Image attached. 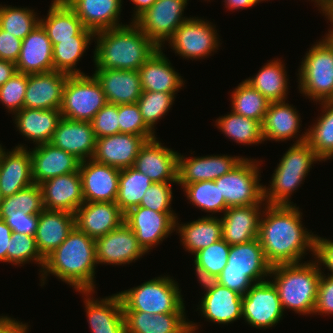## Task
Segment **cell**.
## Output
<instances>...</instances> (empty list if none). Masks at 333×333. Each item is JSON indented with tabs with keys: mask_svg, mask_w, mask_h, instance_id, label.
<instances>
[{
	"mask_svg": "<svg viewBox=\"0 0 333 333\" xmlns=\"http://www.w3.org/2000/svg\"><path fill=\"white\" fill-rule=\"evenodd\" d=\"M296 206L266 204L263 209L258 239L271 267L301 263L307 251L315 258L316 235L303 226Z\"/></svg>",
	"mask_w": 333,
	"mask_h": 333,
	"instance_id": "obj_1",
	"label": "cell"
},
{
	"mask_svg": "<svg viewBox=\"0 0 333 333\" xmlns=\"http://www.w3.org/2000/svg\"><path fill=\"white\" fill-rule=\"evenodd\" d=\"M97 265L95 240L74 226L61 245L45 258L39 273L41 286L51 274L76 292L95 291Z\"/></svg>",
	"mask_w": 333,
	"mask_h": 333,
	"instance_id": "obj_2",
	"label": "cell"
},
{
	"mask_svg": "<svg viewBox=\"0 0 333 333\" xmlns=\"http://www.w3.org/2000/svg\"><path fill=\"white\" fill-rule=\"evenodd\" d=\"M129 23L95 32L94 69L139 70L156 51L158 47L138 26Z\"/></svg>",
	"mask_w": 333,
	"mask_h": 333,
	"instance_id": "obj_3",
	"label": "cell"
},
{
	"mask_svg": "<svg viewBox=\"0 0 333 333\" xmlns=\"http://www.w3.org/2000/svg\"><path fill=\"white\" fill-rule=\"evenodd\" d=\"M318 261L281 264L271 268L269 277L277 289L284 310L313 316L322 274Z\"/></svg>",
	"mask_w": 333,
	"mask_h": 333,
	"instance_id": "obj_4",
	"label": "cell"
},
{
	"mask_svg": "<svg viewBox=\"0 0 333 333\" xmlns=\"http://www.w3.org/2000/svg\"><path fill=\"white\" fill-rule=\"evenodd\" d=\"M275 167L270 184L263 186L264 202L268 205H293L290 198L303 184L313 164L321 160L305 142L291 145ZM316 162V163H315Z\"/></svg>",
	"mask_w": 333,
	"mask_h": 333,
	"instance_id": "obj_5",
	"label": "cell"
},
{
	"mask_svg": "<svg viewBox=\"0 0 333 333\" xmlns=\"http://www.w3.org/2000/svg\"><path fill=\"white\" fill-rule=\"evenodd\" d=\"M302 59L297 74L299 93L316 104L333 100V38L326 33Z\"/></svg>",
	"mask_w": 333,
	"mask_h": 333,
	"instance_id": "obj_6",
	"label": "cell"
},
{
	"mask_svg": "<svg viewBox=\"0 0 333 333\" xmlns=\"http://www.w3.org/2000/svg\"><path fill=\"white\" fill-rule=\"evenodd\" d=\"M123 311H141L151 314L186 313L185 301L177 281L169 275H160L141 285L117 292Z\"/></svg>",
	"mask_w": 333,
	"mask_h": 333,
	"instance_id": "obj_7",
	"label": "cell"
},
{
	"mask_svg": "<svg viewBox=\"0 0 333 333\" xmlns=\"http://www.w3.org/2000/svg\"><path fill=\"white\" fill-rule=\"evenodd\" d=\"M262 160L243 158L231 171L214 180L227 207L266 205L260 184ZM260 171V172H259Z\"/></svg>",
	"mask_w": 333,
	"mask_h": 333,
	"instance_id": "obj_8",
	"label": "cell"
},
{
	"mask_svg": "<svg viewBox=\"0 0 333 333\" xmlns=\"http://www.w3.org/2000/svg\"><path fill=\"white\" fill-rule=\"evenodd\" d=\"M106 104L102 86L93 74L68 76L60 107L63 118L90 122Z\"/></svg>",
	"mask_w": 333,
	"mask_h": 333,
	"instance_id": "obj_9",
	"label": "cell"
},
{
	"mask_svg": "<svg viewBox=\"0 0 333 333\" xmlns=\"http://www.w3.org/2000/svg\"><path fill=\"white\" fill-rule=\"evenodd\" d=\"M215 28L216 25L208 20L192 16L175 30L167 42L175 54L183 59L193 61L208 58L222 44Z\"/></svg>",
	"mask_w": 333,
	"mask_h": 333,
	"instance_id": "obj_10",
	"label": "cell"
},
{
	"mask_svg": "<svg viewBox=\"0 0 333 333\" xmlns=\"http://www.w3.org/2000/svg\"><path fill=\"white\" fill-rule=\"evenodd\" d=\"M189 0H157L134 23L158 47L163 48L175 30L191 17H184Z\"/></svg>",
	"mask_w": 333,
	"mask_h": 333,
	"instance_id": "obj_11",
	"label": "cell"
},
{
	"mask_svg": "<svg viewBox=\"0 0 333 333\" xmlns=\"http://www.w3.org/2000/svg\"><path fill=\"white\" fill-rule=\"evenodd\" d=\"M283 315L277 289L269 279L255 283L242 296V319L256 329L276 326Z\"/></svg>",
	"mask_w": 333,
	"mask_h": 333,
	"instance_id": "obj_12",
	"label": "cell"
},
{
	"mask_svg": "<svg viewBox=\"0 0 333 333\" xmlns=\"http://www.w3.org/2000/svg\"><path fill=\"white\" fill-rule=\"evenodd\" d=\"M177 217L175 212H157L137 206L125 213L124 222L136 235L139 245L148 253L175 232Z\"/></svg>",
	"mask_w": 333,
	"mask_h": 333,
	"instance_id": "obj_13",
	"label": "cell"
},
{
	"mask_svg": "<svg viewBox=\"0 0 333 333\" xmlns=\"http://www.w3.org/2000/svg\"><path fill=\"white\" fill-rule=\"evenodd\" d=\"M97 264L126 265L147 254L134 232L123 222L119 227L95 240Z\"/></svg>",
	"mask_w": 333,
	"mask_h": 333,
	"instance_id": "obj_14",
	"label": "cell"
},
{
	"mask_svg": "<svg viewBox=\"0 0 333 333\" xmlns=\"http://www.w3.org/2000/svg\"><path fill=\"white\" fill-rule=\"evenodd\" d=\"M178 157L177 151L163 146L156 137L141 147L133 167L153 183L178 182Z\"/></svg>",
	"mask_w": 333,
	"mask_h": 333,
	"instance_id": "obj_15",
	"label": "cell"
},
{
	"mask_svg": "<svg viewBox=\"0 0 333 333\" xmlns=\"http://www.w3.org/2000/svg\"><path fill=\"white\" fill-rule=\"evenodd\" d=\"M121 169L96 162L81 161L79 172L85 202H116Z\"/></svg>",
	"mask_w": 333,
	"mask_h": 333,
	"instance_id": "obj_16",
	"label": "cell"
},
{
	"mask_svg": "<svg viewBox=\"0 0 333 333\" xmlns=\"http://www.w3.org/2000/svg\"><path fill=\"white\" fill-rule=\"evenodd\" d=\"M243 158L227 154L191 158L179 153L177 185L183 188L198 181H214L231 171Z\"/></svg>",
	"mask_w": 333,
	"mask_h": 333,
	"instance_id": "obj_17",
	"label": "cell"
},
{
	"mask_svg": "<svg viewBox=\"0 0 333 333\" xmlns=\"http://www.w3.org/2000/svg\"><path fill=\"white\" fill-rule=\"evenodd\" d=\"M34 184L30 149L18 144L6 151L0 144V192L7 197Z\"/></svg>",
	"mask_w": 333,
	"mask_h": 333,
	"instance_id": "obj_18",
	"label": "cell"
},
{
	"mask_svg": "<svg viewBox=\"0 0 333 333\" xmlns=\"http://www.w3.org/2000/svg\"><path fill=\"white\" fill-rule=\"evenodd\" d=\"M147 140L144 136L125 133L97 138L92 159L118 169L132 167Z\"/></svg>",
	"mask_w": 333,
	"mask_h": 333,
	"instance_id": "obj_19",
	"label": "cell"
},
{
	"mask_svg": "<svg viewBox=\"0 0 333 333\" xmlns=\"http://www.w3.org/2000/svg\"><path fill=\"white\" fill-rule=\"evenodd\" d=\"M74 215L75 226L96 240L119 227L125 214L116 202H84Z\"/></svg>",
	"mask_w": 333,
	"mask_h": 333,
	"instance_id": "obj_20",
	"label": "cell"
},
{
	"mask_svg": "<svg viewBox=\"0 0 333 333\" xmlns=\"http://www.w3.org/2000/svg\"><path fill=\"white\" fill-rule=\"evenodd\" d=\"M298 112L295 106L286 103V101L270 102L261 124L263 141L284 142L295 137L294 144L305 142L307 131L301 135L298 134L300 133V122H302Z\"/></svg>",
	"mask_w": 333,
	"mask_h": 333,
	"instance_id": "obj_21",
	"label": "cell"
},
{
	"mask_svg": "<svg viewBox=\"0 0 333 333\" xmlns=\"http://www.w3.org/2000/svg\"><path fill=\"white\" fill-rule=\"evenodd\" d=\"M40 187L44 207L47 210L74 214L85 202L79 170L46 180L40 184Z\"/></svg>",
	"mask_w": 333,
	"mask_h": 333,
	"instance_id": "obj_22",
	"label": "cell"
},
{
	"mask_svg": "<svg viewBox=\"0 0 333 333\" xmlns=\"http://www.w3.org/2000/svg\"><path fill=\"white\" fill-rule=\"evenodd\" d=\"M68 76L56 70L27 75L23 108L60 109Z\"/></svg>",
	"mask_w": 333,
	"mask_h": 333,
	"instance_id": "obj_23",
	"label": "cell"
},
{
	"mask_svg": "<svg viewBox=\"0 0 333 333\" xmlns=\"http://www.w3.org/2000/svg\"><path fill=\"white\" fill-rule=\"evenodd\" d=\"M50 143L73 154L80 161L92 159L96 137L88 121H73L61 118Z\"/></svg>",
	"mask_w": 333,
	"mask_h": 333,
	"instance_id": "obj_24",
	"label": "cell"
},
{
	"mask_svg": "<svg viewBox=\"0 0 333 333\" xmlns=\"http://www.w3.org/2000/svg\"><path fill=\"white\" fill-rule=\"evenodd\" d=\"M32 177L35 184L56 176L66 175L79 170L80 160L73 154L53 146L41 144L30 149Z\"/></svg>",
	"mask_w": 333,
	"mask_h": 333,
	"instance_id": "obj_25",
	"label": "cell"
},
{
	"mask_svg": "<svg viewBox=\"0 0 333 333\" xmlns=\"http://www.w3.org/2000/svg\"><path fill=\"white\" fill-rule=\"evenodd\" d=\"M265 205L229 207L221 215L222 239L230 246L258 238L259 222Z\"/></svg>",
	"mask_w": 333,
	"mask_h": 333,
	"instance_id": "obj_26",
	"label": "cell"
},
{
	"mask_svg": "<svg viewBox=\"0 0 333 333\" xmlns=\"http://www.w3.org/2000/svg\"><path fill=\"white\" fill-rule=\"evenodd\" d=\"M52 47L46 30L39 23L22 40L17 72L31 75L53 71Z\"/></svg>",
	"mask_w": 333,
	"mask_h": 333,
	"instance_id": "obj_27",
	"label": "cell"
},
{
	"mask_svg": "<svg viewBox=\"0 0 333 333\" xmlns=\"http://www.w3.org/2000/svg\"><path fill=\"white\" fill-rule=\"evenodd\" d=\"M163 50L157 48L139 68L142 91L177 93L185 85Z\"/></svg>",
	"mask_w": 333,
	"mask_h": 333,
	"instance_id": "obj_28",
	"label": "cell"
},
{
	"mask_svg": "<svg viewBox=\"0 0 333 333\" xmlns=\"http://www.w3.org/2000/svg\"><path fill=\"white\" fill-rule=\"evenodd\" d=\"M81 19L84 27L99 32L123 26L120 23L123 0H64Z\"/></svg>",
	"mask_w": 333,
	"mask_h": 333,
	"instance_id": "obj_29",
	"label": "cell"
},
{
	"mask_svg": "<svg viewBox=\"0 0 333 333\" xmlns=\"http://www.w3.org/2000/svg\"><path fill=\"white\" fill-rule=\"evenodd\" d=\"M197 310L201 317L214 324H231L242 318V295L218 285L202 296Z\"/></svg>",
	"mask_w": 333,
	"mask_h": 333,
	"instance_id": "obj_30",
	"label": "cell"
},
{
	"mask_svg": "<svg viewBox=\"0 0 333 333\" xmlns=\"http://www.w3.org/2000/svg\"><path fill=\"white\" fill-rule=\"evenodd\" d=\"M107 103H137L142 93L138 70L95 69Z\"/></svg>",
	"mask_w": 333,
	"mask_h": 333,
	"instance_id": "obj_31",
	"label": "cell"
},
{
	"mask_svg": "<svg viewBox=\"0 0 333 333\" xmlns=\"http://www.w3.org/2000/svg\"><path fill=\"white\" fill-rule=\"evenodd\" d=\"M86 296L84 305L91 331L126 330L123 304L118 293L94 299L95 291H79Z\"/></svg>",
	"mask_w": 333,
	"mask_h": 333,
	"instance_id": "obj_32",
	"label": "cell"
},
{
	"mask_svg": "<svg viewBox=\"0 0 333 333\" xmlns=\"http://www.w3.org/2000/svg\"><path fill=\"white\" fill-rule=\"evenodd\" d=\"M75 226V215L66 211L44 209L39 214L35 233L36 245L45 259L67 238Z\"/></svg>",
	"mask_w": 333,
	"mask_h": 333,
	"instance_id": "obj_33",
	"label": "cell"
},
{
	"mask_svg": "<svg viewBox=\"0 0 333 333\" xmlns=\"http://www.w3.org/2000/svg\"><path fill=\"white\" fill-rule=\"evenodd\" d=\"M271 268L259 239L256 238L247 243L230 246L228 262L222 271L246 272L254 283H260L268 280Z\"/></svg>",
	"mask_w": 333,
	"mask_h": 333,
	"instance_id": "obj_34",
	"label": "cell"
},
{
	"mask_svg": "<svg viewBox=\"0 0 333 333\" xmlns=\"http://www.w3.org/2000/svg\"><path fill=\"white\" fill-rule=\"evenodd\" d=\"M61 118L60 109L23 108L14 114L13 123L26 140L38 146L50 143Z\"/></svg>",
	"mask_w": 333,
	"mask_h": 333,
	"instance_id": "obj_35",
	"label": "cell"
},
{
	"mask_svg": "<svg viewBox=\"0 0 333 333\" xmlns=\"http://www.w3.org/2000/svg\"><path fill=\"white\" fill-rule=\"evenodd\" d=\"M123 312L126 333H188L190 331V321L186 313Z\"/></svg>",
	"mask_w": 333,
	"mask_h": 333,
	"instance_id": "obj_36",
	"label": "cell"
},
{
	"mask_svg": "<svg viewBox=\"0 0 333 333\" xmlns=\"http://www.w3.org/2000/svg\"><path fill=\"white\" fill-rule=\"evenodd\" d=\"M48 14L40 18V24L46 30L52 46L57 40L72 39L76 35H95L86 29L81 19L64 0H52Z\"/></svg>",
	"mask_w": 333,
	"mask_h": 333,
	"instance_id": "obj_37",
	"label": "cell"
},
{
	"mask_svg": "<svg viewBox=\"0 0 333 333\" xmlns=\"http://www.w3.org/2000/svg\"><path fill=\"white\" fill-rule=\"evenodd\" d=\"M178 219L175 222L176 233H179L185 251L192 255L222 238V223L218 216H203L183 224H179Z\"/></svg>",
	"mask_w": 333,
	"mask_h": 333,
	"instance_id": "obj_38",
	"label": "cell"
},
{
	"mask_svg": "<svg viewBox=\"0 0 333 333\" xmlns=\"http://www.w3.org/2000/svg\"><path fill=\"white\" fill-rule=\"evenodd\" d=\"M283 62L278 58L270 60L259 69L255 76L246 78L244 81L258 90L270 102L286 101L289 93V77Z\"/></svg>",
	"mask_w": 333,
	"mask_h": 333,
	"instance_id": "obj_39",
	"label": "cell"
},
{
	"mask_svg": "<svg viewBox=\"0 0 333 333\" xmlns=\"http://www.w3.org/2000/svg\"><path fill=\"white\" fill-rule=\"evenodd\" d=\"M322 114L307 128L306 142L321 161L333 159V100L322 101Z\"/></svg>",
	"mask_w": 333,
	"mask_h": 333,
	"instance_id": "obj_40",
	"label": "cell"
},
{
	"mask_svg": "<svg viewBox=\"0 0 333 333\" xmlns=\"http://www.w3.org/2000/svg\"><path fill=\"white\" fill-rule=\"evenodd\" d=\"M92 40L94 35H76L72 39L57 40L52 47L54 70L68 75H85L76 67Z\"/></svg>",
	"mask_w": 333,
	"mask_h": 333,
	"instance_id": "obj_41",
	"label": "cell"
},
{
	"mask_svg": "<svg viewBox=\"0 0 333 333\" xmlns=\"http://www.w3.org/2000/svg\"><path fill=\"white\" fill-rule=\"evenodd\" d=\"M215 125L226 137L237 144H264L262 125L259 121L236 114L231 110L216 119Z\"/></svg>",
	"mask_w": 333,
	"mask_h": 333,
	"instance_id": "obj_42",
	"label": "cell"
},
{
	"mask_svg": "<svg viewBox=\"0 0 333 333\" xmlns=\"http://www.w3.org/2000/svg\"><path fill=\"white\" fill-rule=\"evenodd\" d=\"M153 182L133 166L121 169L116 204L125 214L140 205L146 190Z\"/></svg>",
	"mask_w": 333,
	"mask_h": 333,
	"instance_id": "obj_43",
	"label": "cell"
},
{
	"mask_svg": "<svg viewBox=\"0 0 333 333\" xmlns=\"http://www.w3.org/2000/svg\"><path fill=\"white\" fill-rule=\"evenodd\" d=\"M230 96V107L234 113L257 120L262 124L270 105L266 97L245 81L240 82Z\"/></svg>",
	"mask_w": 333,
	"mask_h": 333,
	"instance_id": "obj_44",
	"label": "cell"
},
{
	"mask_svg": "<svg viewBox=\"0 0 333 333\" xmlns=\"http://www.w3.org/2000/svg\"><path fill=\"white\" fill-rule=\"evenodd\" d=\"M182 189L193 206L205 213H212L206 216L213 217V214L224 213L228 209L215 181H198L185 185Z\"/></svg>",
	"mask_w": 333,
	"mask_h": 333,
	"instance_id": "obj_45",
	"label": "cell"
},
{
	"mask_svg": "<svg viewBox=\"0 0 333 333\" xmlns=\"http://www.w3.org/2000/svg\"><path fill=\"white\" fill-rule=\"evenodd\" d=\"M37 14V15H36ZM40 17L34 9L27 7H0V28L23 40L38 24Z\"/></svg>",
	"mask_w": 333,
	"mask_h": 333,
	"instance_id": "obj_46",
	"label": "cell"
},
{
	"mask_svg": "<svg viewBox=\"0 0 333 333\" xmlns=\"http://www.w3.org/2000/svg\"><path fill=\"white\" fill-rule=\"evenodd\" d=\"M177 93L142 91L137 101L145 124L155 131V124L171 109Z\"/></svg>",
	"mask_w": 333,
	"mask_h": 333,
	"instance_id": "obj_47",
	"label": "cell"
},
{
	"mask_svg": "<svg viewBox=\"0 0 333 333\" xmlns=\"http://www.w3.org/2000/svg\"><path fill=\"white\" fill-rule=\"evenodd\" d=\"M29 262L38 264L39 272H42L45 259L38 251L35 236L12 232L9 248H7V263L24 266Z\"/></svg>",
	"mask_w": 333,
	"mask_h": 333,
	"instance_id": "obj_48",
	"label": "cell"
},
{
	"mask_svg": "<svg viewBox=\"0 0 333 333\" xmlns=\"http://www.w3.org/2000/svg\"><path fill=\"white\" fill-rule=\"evenodd\" d=\"M18 209L26 214H40L45 209L40 185L34 183L2 199L0 212H13Z\"/></svg>",
	"mask_w": 333,
	"mask_h": 333,
	"instance_id": "obj_49",
	"label": "cell"
},
{
	"mask_svg": "<svg viewBox=\"0 0 333 333\" xmlns=\"http://www.w3.org/2000/svg\"><path fill=\"white\" fill-rule=\"evenodd\" d=\"M230 245L222 238L194 254V264L219 276L227 265Z\"/></svg>",
	"mask_w": 333,
	"mask_h": 333,
	"instance_id": "obj_50",
	"label": "cell"
},
{
	"mask_svg": "<svg viewBox=\"0 0 333 333\" xmlns=\"http://www.w3.org/2000/svg\"><path fill=\"white\" fill-rule=\"evenodd\" d=\"M120 133L144 136L148 140L156 138L144 122L137 103L118 104Z\"/></svg>",
	"mask_w": 333,
	"mask_h": 333,
	"instance_id": "obj_51",
	"label": "cell"
},
{
	"mask_svg": "<svg viewBox=\"0 0 333 333\" xmlns=\"http://www.w3.org/2000/svg\"><path fill=\"white\" fill-rule=\"evenodd\" d=\"M27 87V74L16 72L0 87V102L14 115L23 109Z\"/></svg>",
	"mask_w": 333,
	"mask_h": 333,
	"instance_id": "obj_52",
	"label": "cell"
},
{
	"mask_svg": "<svg viewBox=\"0 0 333 333\" xmlns=\"http://www.w3.org/2000/svg\"><path fill=\"white\" fill-rule=\"evenodd\" d=\"M177 182L153 183L143 196L139 206L157 212H175L171 208L173 201L172 184Z\"/></svg>",
	"mask_w": 333,
	"mask_h": 333,
	"instance_id": "obj_53",
	"label": "cell"
},
{
	"mask_svg": "<svg viewBox=\"0 0 333 333\" xmlns=\"http://www.w3.org/2000/svg\"><path fill=\"white\" fill-rule=\"evenodd\" d=\"M95 137H106L120 133L118 105L107 103L90 121Z\"/></svg>",
	"mask_w": 333,
	"mask_h": 333,
	"instance_id": "obj_54",
	"label": "cell"
},
{
	"mask_svg": "<svg viewBox=\"0 0 333 333\" xmlns=\"http://www.w3.org/2000/svg\"><path fill=\"white\" fill-rule=\"evenodd\" d=\"M0 219L12 229V232L35 236L39 214H26L19 209L13 212H0Z\"/></svg>",
	"mask_w": 333,
	"mask_h": 333,
	"instance_id": "obj_55",
	"label": "cell"
},
{
	"mask_svg": "<svg viewBox=\"0 0 333 333\" xmlns=\"http://www.w3.org/2000/svg\"><path fill=\"white\" fill-rule=\"evenodd\" d=\"M313 314L333 315V276L321 274L316 305Z\"/></svg>",
	"mask_w": 333,
	"mask_h": 333,
	"instance_id": "obj_56",
	"label": "cell"
},
{
	"mask_svg": "<svg viewBox=\"0 0 333 333\" xmlns=\"http://www.w3.org/2000/svg\"><path fill=\"white\" fill-rule=\"evenodd\" d=\"M218 277L219 285L236 291L242 296L255 284L246 272L221 271Z\"/></svg>",
	"mask_w": 333,
	"mask_h": 333,
	"instance_id": "obj_57",
	"label": "cell"
},
{
	"mask_svg": "<svg viewBox=\"0 0 333 333\" xmlns=\"http://www.w3.org/2000/svg\"><path fill=\"white\" fill-rule=\"evenodd\" d=\"M22 40L0 28V59L16 63L21 51Z\"/></svg>",
	"mask_w": 333,
	"mask_h": 333,
	"instance_id": "obj_58",
	"label": "cell"
},
{
	"mask_svg": "<svg viewBox=\"0 0 333 333\" xmlns=\"http://www.w3.org/2000/svg\"><path fill=\"white\" fill-rule=\"evenodd\" d=\"M315 259L321 268L324 266L323 269L330 271L329 276H333V240L316 234Z\"/></svg>",
	"mask_w": 333,
	"mask_h": 333,
	"instance_id": "obj_59",
	"label": "cell"
},
{
	"mask_svg": "<svg viewBox=\"0 0 333 333\" xmlns=\"http://www.w3.org/2000/svg\"><path fill=\"white\" fill-rule=\"evenodd\" d=\"M28 323H23L16 318L0 316V333H28Z\"/></svg>",
	"mask_w": 333,
	"mask_h": 333,
	"instance_id": "obj_60",
	"label": "cell"
},
{
	"mask_svg": "<svg viewBox=\"0 0 333 333\" xmlns=\"http://www.w3.org/2000/svg\"><path fill=\"white\" fill-rule=\"evenodd\" d=\"M195 268V274L198 278V282L201 284V287L205 290L203 293H206L210 290H213L216 286L219 285V277L209 273L206 269L193 265Z\"/></svg>",
	"mask_w": 333,
	"mask_h": 333,
	"instance_id": "obj_61",
	"label": "cell"
},
{
	"mask_svg": "<svg viewBox=\"0 0 333 333\" xmlns=\"http://www.w3.org/2000/svg\"><path fill=\"white\" fill-rule=\"evenodd\" d=\"M11 236L12 229L4 220L0 219V262L7 263V248H9Z\"/></svg>",
	"mask_w": 333,
	"mask_h": 333,
	"instance_id": "obj_62",
	"label": "cell"
},
{
	"mask_svg": "<svg viewBox=\"0 0 333 333\" xmlns=\"http://www.w3.org/2000/svg\"><path fill=\"white\" fill-rule=\"evenodd\" d=\"M16 72V63L0 59V87Z\"/></svg>",
	"mask_w": 333,
	"mask_h": 333,
	"instance_id": "obj_63",
	"label": "cell"
},
{
	"mask_svg": "<svg viewBox=\"0 0 333 333\" xmlns=\"http://www.w3.org/2000/svg\"><path fill=\"white\" fill-rule=\"evenodd\" d=\"M223 2H225V7L232 11L253 7L259 2H262V0H224Z\"/></svg>",
	"mask_w": 333,
	"mask_h": 333,
	"instance_id": "obj_64",
	"label": "cell"
},
{
	"mask_svg": "<svg viewBox=\"0 0 333 333\" xmlns=\"http://www.w3.org/2000/svg\"><path fill=\"white\" fill-rule=\"evenodd\" d=\"M134 4L132 15V22H134L140 15L147 11L157 0H130Z\"/></svg>",
	"mask_w": 333,
	"mask_h": 333,
	"instance_id": "obj_65",
	"label": "cell"
},
{
	"mask_svg": "<svg viewBox=\"0 0 333 333\" xmlns=\"http://www.w3.org/2000/svg\"><path fill=\"white\" fill-rule=\"evenodd\" d=\"M324 17L330 21V24L332 25L329 29H328V35L331 36L333 38V4L327 9L325 10L323 13Z\"/></svg>",
	"mask_w": 333,
	"mask_h": 333,
	"instance_id": "obj_66",
	"label": "cell"
},
{
	"mask_svg": "<svg viewBox=\"0 0 333 333\" xmlns=\"http://www.w3.org/2000/svg\"><path fill=\"white\" fill-rule=\"evenodd\" d=\"M311 1H314V4L316 3L315 5L318 8V10L319 11L321 10L320 13L321 12L323 13L333 4V0H311Z\"/></svg>",
	"mask_w": 333,
	"mask_h": 333,
	"instance_id": "obj_67",
	"label": "cell"
},
{
	"mask_svg": "<svg viewBox=\"0 0 333 333\" xmlns=\"http://www.w3.org/2000/svg\"><path fill=\"white\" fill-rule=\"evenodd\" d=\"M92 333H126V330H103V331H90Z\"/></svg>",
	"mask_w": 333,
	"mask_h": 333,
	"instance_id": "obj_68",
	"label": "cell"
},
{
	"mask_svg": "<svg viewBox=\"0 0 333 333\" xmlns=\"http://www.w3.org/2000/svg\"><path fill=\"white\" fill-rule=\"evenodd\" d=\"M198 323L190 321V331L188 333H196V331L199 329Z\"/></svg>",
	"mask_w": 333,
	"mask_h": 333,
	"instance_id": "obj_69",
	"label": "cell"
},
{
	"mask_svg": "<svg viewBox=\"0 0 333 333\" xmlns=\"http://www.w3.org/2000/svg\"><path fill=\"white\" fill-rule=\"evenodd\" d=\"M2 199H3V197H2L1 192H0V209H1Z\"/></svg>",
	"mask_w": 333,
	"mask_h": 333,
	"instance_id": "obj_70",
	"label": "cell"
}]
</instances>
